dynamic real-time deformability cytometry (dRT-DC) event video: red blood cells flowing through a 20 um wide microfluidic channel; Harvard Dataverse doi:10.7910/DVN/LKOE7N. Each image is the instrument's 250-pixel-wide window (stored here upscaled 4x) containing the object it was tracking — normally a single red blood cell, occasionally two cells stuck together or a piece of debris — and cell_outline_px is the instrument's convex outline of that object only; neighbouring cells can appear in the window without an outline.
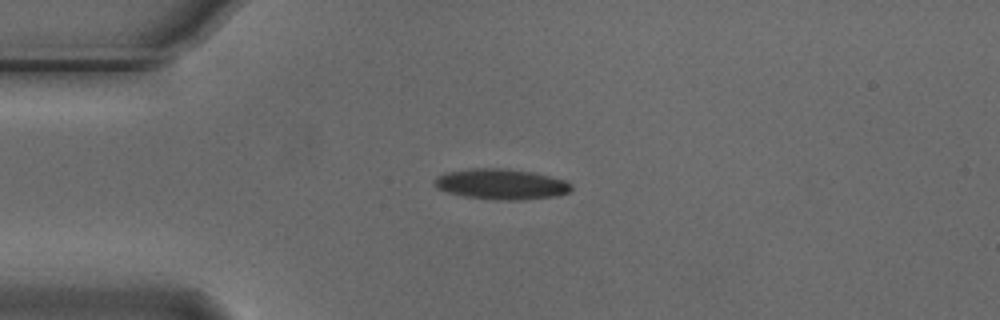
{"species": "Egyptian fruit bat (a non-hibernating species)", "species_latin": "Rousettus aegyptiacus", "temperature_condition": "cold", "stored_images_in_passage": 2, "camera_frame_rate_fps": 3000, "um_per_image_px": 0.085, "animal": {"sex": "male"}, "frame": {"image": 1, "passage_image": 1, "time_ms": 0.0, "image_size_px": [1000, 320], "cell_outline_px": [[572, 188], [568, 192], [556, 196], [524, 200], [496, 200], [464, 196], [448, 192], [436, 188], [432, 184], [432, 180], [436, 176], [444, 172], [468, 168], [508, 168], [532, 172], [564, 180], [572, 184]], "centroid_in_image_um": [42.54, 15.64], "position_along_channel_um": 42.5, "area_um2": 24.68}}